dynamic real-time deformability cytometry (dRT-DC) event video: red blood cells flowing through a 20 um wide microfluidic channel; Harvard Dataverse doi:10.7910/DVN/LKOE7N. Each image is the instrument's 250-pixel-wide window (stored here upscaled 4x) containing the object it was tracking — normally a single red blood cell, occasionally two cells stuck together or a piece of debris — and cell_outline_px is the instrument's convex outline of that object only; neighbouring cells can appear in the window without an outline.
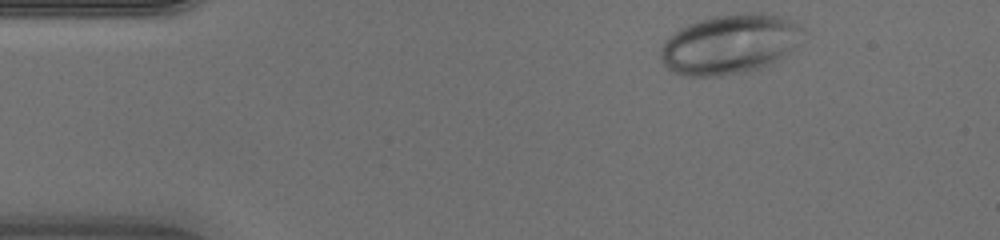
{"species": "human", "species_latin": "Homo sapiens", "temperature_condition": "warm", "stored_images_in_passage": 41, "camera_frame_rate_fps": 3000, "um_per_image_px": 0.085, "donor": {"sex": "male"}, "frame": {"image": 1, "passage_image": 1, "time_ms": 0.0, "image_size_px": [1000, 240], "cell_outline_px": [[804, 32], [792, 48], [788, 52], [768, 64], [760, 68], [748, 72], [720, 76], [688, 76], [672, 72], [660, 60], [660, 48], [680, 28], [688, 24], [700, 20], [716, 16], [744, 12], [764, 12], [780, 16], [804, 28]], "centroid_in_image_um": [62.01, 3.76], "position_along_channel_um": 23.0, "area_um2": 49.01}}
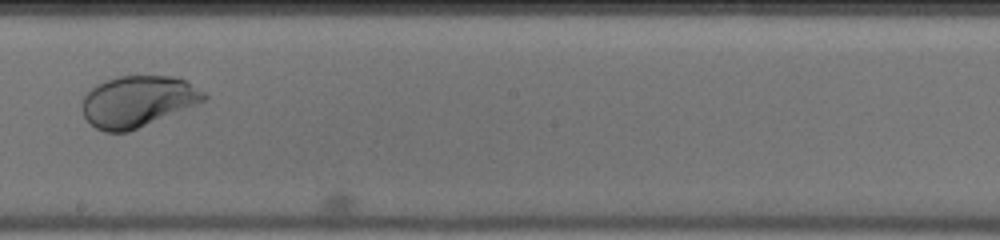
{"frame": {"image": 2, "passage_image": 21, "time_ms": 6.667, "image_size_px": [1000, 240], "cell_outline_px": [[208, 100], [128, 132], [104, 132], [96, 128], [84, 116], [80, 104], [84, 96], [96, 84], [104, 80], [120, 76], [176, 76], [184, 80], [204, 92], [208, 96]], "centroid_in_image_um": [11.7, 8.61], "position_along_channel_um": 236.5, "area_um2": 36.36}}
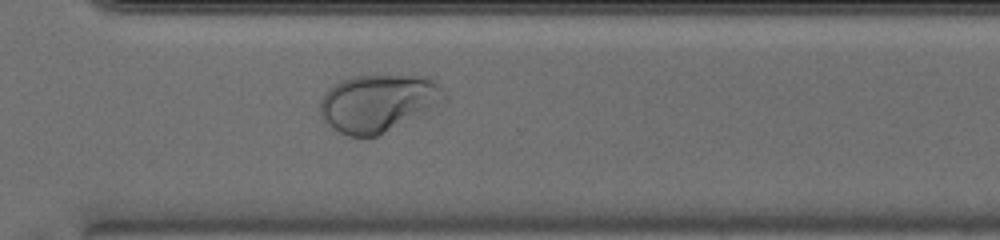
{"frame": {"image": 3, "passage_image": 28, "time_ms": 9.0, "image_size_px": [1000, 240], "cell_outline_px": [[448, 100], [376, 136], [348, 136], [332, 128], [324, 120], [320, 112], [320, 100], [324, 92], [328, 88], [340, 80], [352, 76], [428, 76], [448, 96]], "centroid_in_image_um": [32.1, 8.74], "position_along_channel_um": 338.5, "area_um2": 41.1}}